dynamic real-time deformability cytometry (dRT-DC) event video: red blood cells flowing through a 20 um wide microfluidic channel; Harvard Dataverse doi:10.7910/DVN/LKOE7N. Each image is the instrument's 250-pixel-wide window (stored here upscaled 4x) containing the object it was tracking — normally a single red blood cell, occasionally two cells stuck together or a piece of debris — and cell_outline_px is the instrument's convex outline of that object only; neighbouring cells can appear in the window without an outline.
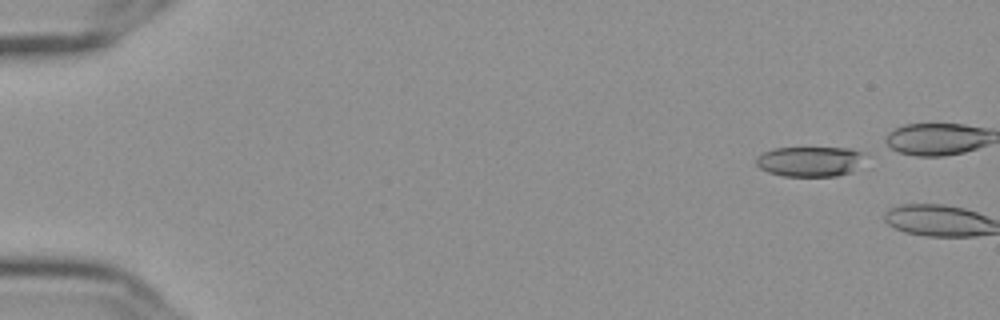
{"species": "Egyptian fruit bat (a non-hibernating species)", "species_latin": "Rousettus aegyptiacus", "temperature_condition": "cold", "stored_images_in_passage": 6, "camera_frame_rate_fps": 3000, "um_per_image_px": 0.085, "frame": {"image": 1, "passage_image": 4, "time_ms": 1.0, "image_size_px": [1000, 320], "cell_outline_px": [[860, 152], [852, 172], [836, 176], [784, 176], [768, 172], [760, 168], [756, 164], [756, 156], [772, 148], [852, 148]], "centroid_in_image_um": [68.7, 13.72], "position_along_channel_um": 16.3, "area_um2": 18.55}}